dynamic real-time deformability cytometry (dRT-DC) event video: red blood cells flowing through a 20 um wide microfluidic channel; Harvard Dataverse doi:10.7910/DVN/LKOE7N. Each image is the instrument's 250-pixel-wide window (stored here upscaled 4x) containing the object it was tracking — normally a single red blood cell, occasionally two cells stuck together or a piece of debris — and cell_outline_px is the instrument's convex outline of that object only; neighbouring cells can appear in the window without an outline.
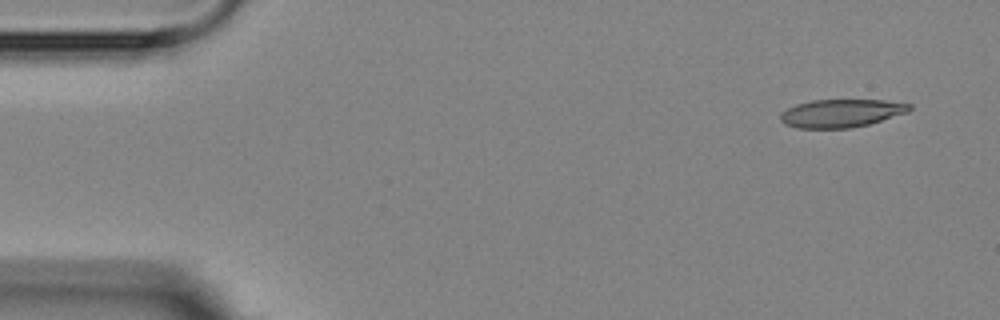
{"species": "Egyptian fruit bat (a non-hibernating species)", "species_latin": "Rousettus aegyptiacus", "temperature_condition": "room temperature", "stored_images_in_passage": 5, "camera_frame_rate_fps": 3000, "um_per_image_px": 0.085, "animal": {"sex": "female"}, "frame": {"image": 1, "passage_image": 1, "time_ms": 0.0, "image_size_px": [1000, 320], "cell_outline_px": [[912, 108], [908, 112], [868, 124], [852, 128], [796, 128], [784, 124], [780, 120], [780, 112], [796, 104], [812, 100], [884, 100], [912, 104]], "centroid_in_image_um": [71.48, 9.62], "position_along_channel_um": 13.5, "area_um2": 21.15}}
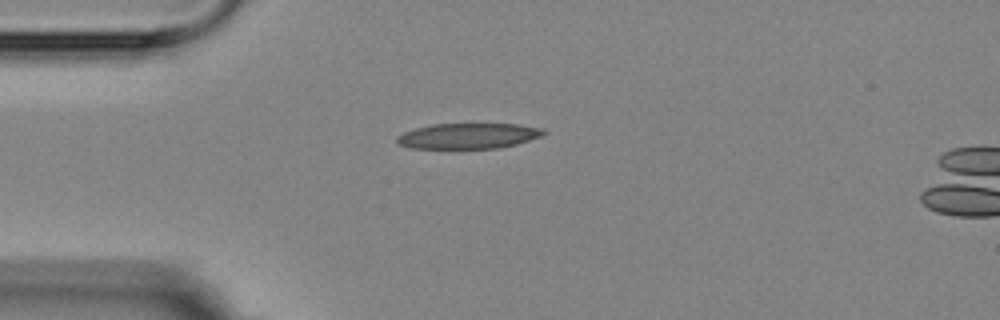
{"frame": {"image": 2, "passage_image": 4, "time_ms": 3.333, "image_size_px": [1000, 320], "cell_outline_px": [[548, 132], [540, 136], [516, 144], [500, 148], [412, 148], [400, 144], [396, 140], [396, 136], [404, 132], [416, 128], [432, 124], [472, 120], [516, 124], [544, 128]], "centroid_in_image_um": [39.85, 11.49], "position_along_channel_um": 45.2, "area_um2": 22.89}}